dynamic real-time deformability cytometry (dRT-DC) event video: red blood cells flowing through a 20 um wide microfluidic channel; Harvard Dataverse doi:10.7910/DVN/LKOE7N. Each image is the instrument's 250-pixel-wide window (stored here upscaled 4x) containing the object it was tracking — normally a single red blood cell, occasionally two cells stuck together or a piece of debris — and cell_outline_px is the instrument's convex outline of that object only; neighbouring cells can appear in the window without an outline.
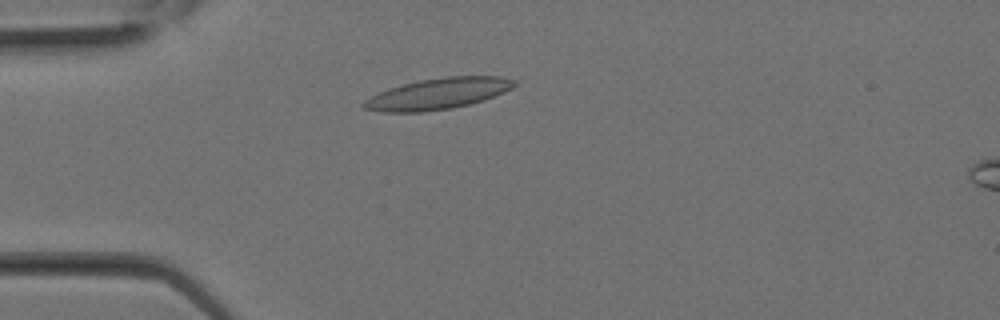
{"species": "Egyptian fruit bat (a non-hibernating species)", "species_latin": "Rousettus aegyptiacus", "temperature_condition": "room temperature", "stored_images_in_passage": 9, "camera_frame_rate_fps": 3000, "um_per_image_px": 0.085, "animal": {"sex": "female"}, "frame": {"image": 1, "passage_image": 6, "time_ms": 1.667, "image_size_px": [1000, 320], "cell_outline_px": [[520, 84], [504, 92], [484, 100], [472, 104], [452, 108], [424, 112], [384, 112], [364, 108], [360, 104], [364, 100], [388, 88], [420, 80], [444, 76], [504, 76], [516, 80]], "centroid_in_image_um": [37.29, 7.96], "position_along_channel_um": 47.7, "area_um2": 27.51}}
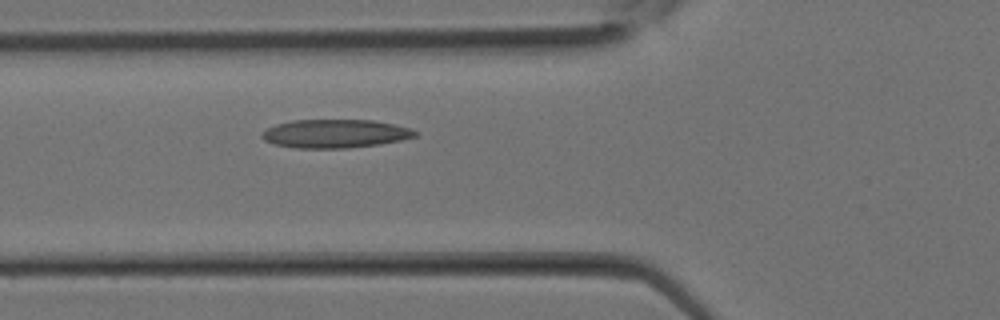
{"frame": {"image": 2, "passage_image": 9, "time_ms": 2.667, "image_size_px": [1000, 320], "cell_outline_px": [[420, 132], [416, 136], [400, 140], [380, 144], [348, 148], [296, 148], [272, 144], [264, 140], [260, 136], [268, 128], [276, 124], [292, 120], [372, 120], [392, 124], [408, 128]], "centroid_in_image_um": [28.47, 11.36], "position_along_channel_um": 97.3, "area_um2": 25.37}}